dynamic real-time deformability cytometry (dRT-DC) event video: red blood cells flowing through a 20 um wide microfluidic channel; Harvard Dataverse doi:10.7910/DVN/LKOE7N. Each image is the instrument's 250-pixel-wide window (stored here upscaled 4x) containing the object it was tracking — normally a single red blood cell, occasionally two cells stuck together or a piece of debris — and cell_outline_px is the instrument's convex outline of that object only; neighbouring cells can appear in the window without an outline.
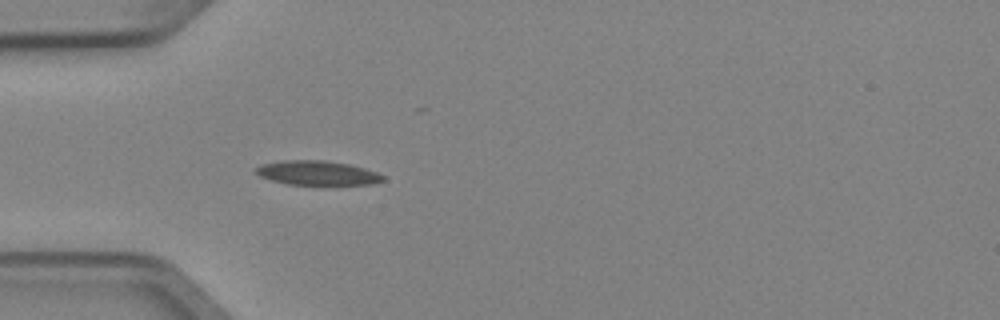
{"species": "Egyptian fruit bat (a non-hibernating species)", "species_latin": "Rousettus aegyptiacus", "temperature_condition": "cold", "stored_images_in_passage": 3, "camera_frame_rate_fps": 3000, "um_per_image_px": 0.085, "animal": {"sex": "female"}, "frame": {"image": 1, "passage_image": 3, "time_ms": 0.667, "image_size_px": [1000, 320], "cell_outline_px": [[384, 180], [372, 184], [288, 184], [272, 180], [260, 176], [256, 172], [256, 168], [260, 164], [284, 160], [324, 160], [352, 164], [376, 172], [384, 176]], "centroid_in_image_um": [26.98, 14.68], "position_along_channel_um": 58.0, "area_um2": 17.86}}